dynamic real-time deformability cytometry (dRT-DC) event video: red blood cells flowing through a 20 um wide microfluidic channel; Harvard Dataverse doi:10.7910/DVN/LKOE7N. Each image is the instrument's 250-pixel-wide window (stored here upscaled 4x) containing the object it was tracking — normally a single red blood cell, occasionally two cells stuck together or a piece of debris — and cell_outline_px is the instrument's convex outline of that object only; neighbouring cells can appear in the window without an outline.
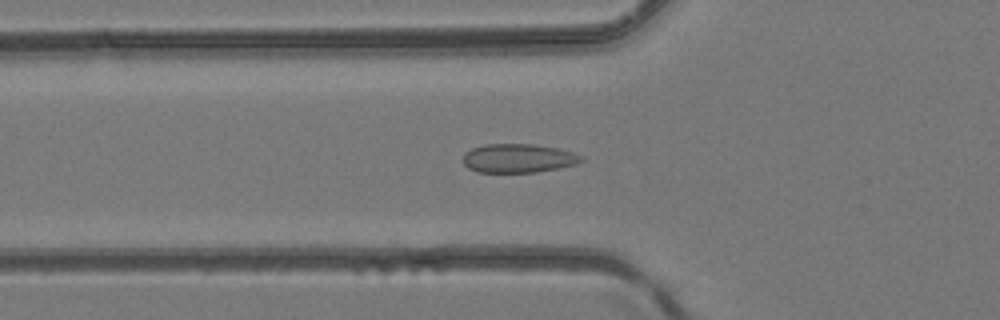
{"species": "common noctule bat (a hibernating species)", "species_latin": "Nyctalus noctula", "temperature_condition": "room temperature", "stored_images_in_passage": 42, "camera_frame_rate_fps": 3000, "um_per_image_px": 0.085, "animal": {"sex": "female", "body_mass_g": 24.6, "forearm_length_mm": 56.2}, "frame": {"image": 1, "passage_image": 15, "time_ms": 4.667, "image_size_px": [1000, 320], "cell_outline_px": [[584, 160], [576, 164], [560, 168], [536, 172], [476, 172], [468, 168], [464, 164], [464, 152], [472, 148], [484, 144], [532, 144], [560, 148], [584, 156]], "centroid_in_image_um": [44.08, 13.45], "position_along_channel_um": 81.7, "area_um2": 20.06}}
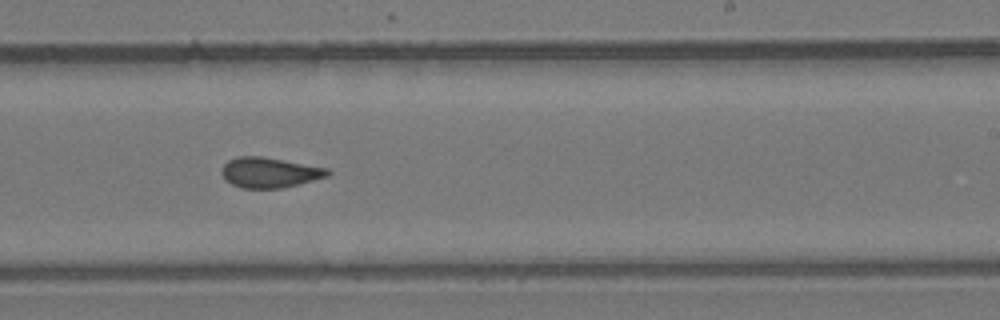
{"frame": {"image": 2, "passage_image": 26, "time_ms": 8.333, "image_size_px": [1000, 320], "cell_outline_px": [[332, 172], [328, 176], [280, 188], [244, 188], [232, 184], [224, 180], [220, 172], [220, 168], [228, 160], [236, 156], [264, 156], [328, 168]], "centroid_in_image_um": [22.86, 14.64], "position_along_channel_um": 266.1, "area_um2": 18.79}}
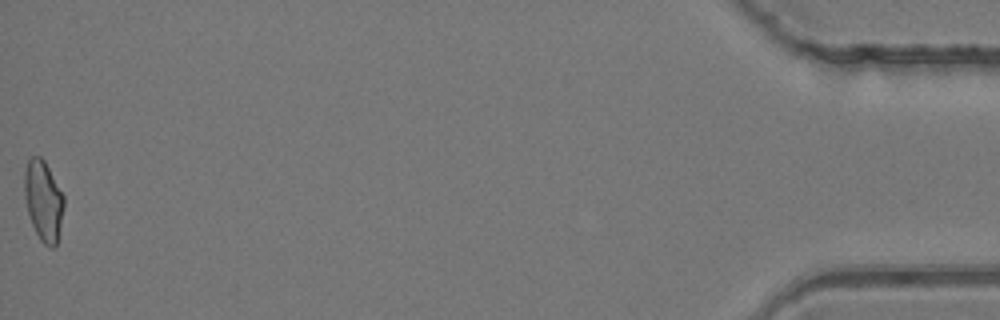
{"frame": {"image": 3, "passage_image": 42, "time_ms": 13.667, "image_size_px": [1000, 320], "cell_outline_px": [[64, 208], [56, 248], [52, 248], [44, 244], [40, 240], [32, 224], [28, 212], [24, 196], [24, 172], [28, 160], [32, 156], [40, 156], [44, 160], [64, 196]], "centroid_in_image_um": [3.69, 17.07], "position_along_channel_um": 431.5, "area_um2": 18.5}}